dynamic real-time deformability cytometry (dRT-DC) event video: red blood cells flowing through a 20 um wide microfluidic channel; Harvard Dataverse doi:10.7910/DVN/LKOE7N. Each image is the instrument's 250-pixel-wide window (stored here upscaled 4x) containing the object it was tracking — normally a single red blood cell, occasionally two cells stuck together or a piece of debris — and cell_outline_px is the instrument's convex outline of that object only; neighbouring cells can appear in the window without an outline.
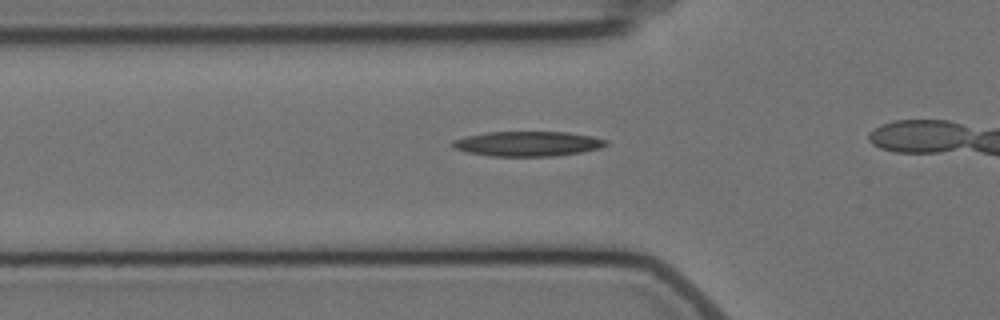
{"species": "Egyptian fruit bat (a non-hibernating species)", "species_latin": "Rousettus aegyptiacus", "temperature_condition": "cold", "stored_images_in_passage": 6, "segment_of_instrument_passage": [2, 2], "camera_frame_rate_fps": 3000, "um_per_image_px": 0.085, "animal": {"sex": "female"}, "frame": {"image": 1, "passage_image": 6, "time_ms": 7.333, "image_size_px": [1000, 320], "cell_outline_px": [[608, 144], [600, 148], [580, 152], [552, 156], [488, 156], [468, 152], [452, 148], [452, 140], [468, 136], [488, 132], [568, 132], [592, 136], [608, 140]], "centroid_in_image_um": [44.86, 12.22], "position_along_channel_um": 80.9, "area_um2": 22.2}}